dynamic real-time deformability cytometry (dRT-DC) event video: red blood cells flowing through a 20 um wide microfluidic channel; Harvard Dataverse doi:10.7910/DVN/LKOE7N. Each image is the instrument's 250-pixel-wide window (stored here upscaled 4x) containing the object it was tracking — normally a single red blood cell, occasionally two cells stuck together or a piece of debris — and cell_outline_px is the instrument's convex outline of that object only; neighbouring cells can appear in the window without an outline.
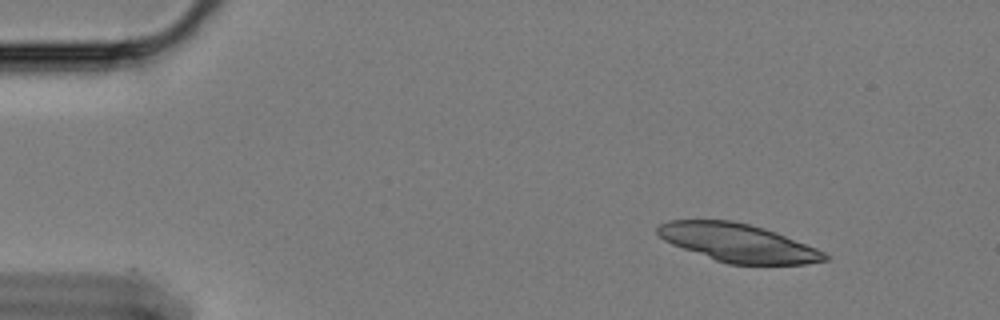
{"species": "Egyptian fruit bat (a non-hibernating species)", "species_latin": "Rousettus aegyptiacus", "temperature_condition": "cold", "stored_images_in_passage": 53, "segment_of_instrument_passage": [1, 2], "camera_frame_rate_fps": 3000, "um_per_image_px": 0.085, "animal": {"sex": "female"}, "frame": {"image": 1, "passage_image": 3, "time_ms": 0.667, "image_size_px": [1000, 320], "cell_outline_px": [[832, 256], [828, 260], [804, 264], [728, 264], [716, 260], [672, 244], [664, 240], [656, 232], [656, 228], [660, 224], [668, 220], [732, 220], [764, 228], [776, 232], [816, 248]], "centroid_in_image_um": [62.75, 20.63], "position_along_channel_um": 22.3, "area_um2": 36.99}}